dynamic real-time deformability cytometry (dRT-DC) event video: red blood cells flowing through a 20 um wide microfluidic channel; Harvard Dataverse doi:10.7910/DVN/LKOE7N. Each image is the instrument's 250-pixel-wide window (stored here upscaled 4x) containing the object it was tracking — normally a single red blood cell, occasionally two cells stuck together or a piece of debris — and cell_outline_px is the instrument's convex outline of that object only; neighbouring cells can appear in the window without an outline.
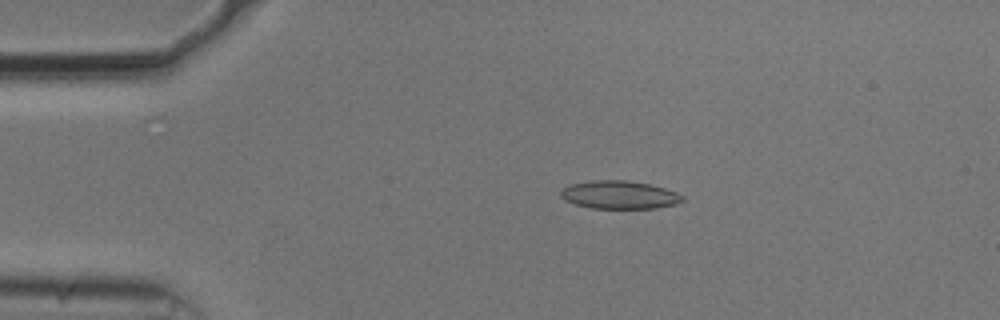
{"species": "common noctule bat (a hibernating species)", "species_latin": "Nyctalus noctula", "temperature_condition": "cold", "stored_images_in_passage": 53, "camera_frame_rate_fps": 3000, "um_per_image_px": 0.085, "animal": {"sex": "male", "body_mass_g": 20.5, "forearm_length_mm": 52.5}, "frame": {"image": 1, "passage_image": 10, "time_ms": 3.0, "image_size_px": [1000, 320], "cell_outline_px": [[684, 200], [676, 204], [656, 208], [592, 208], [576, 204], [564, 200], [560, 196], [560, 192], [568, 184], [592, 180], [624, 180], [648, 184], [664, 188], [676, 192], [684, 196]], "centroid_in_image_um": [52.63, 16.56], "position_along_channel_um": 32.4, "area_um2": 19.88}}
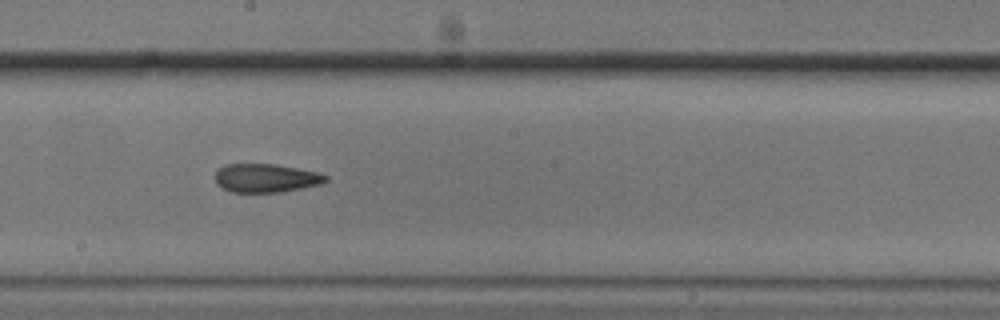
{"frame": {"image": 2, "passage_image": 29, "time_ms": 9.333, "image_size_px": [1000, 320], "cell_outline_px": [[328, 180], [324, 184], [280, 192], [232, 192], [220, 188], [216, 184], [216, 172], [224, 164], [276, 164], [320, 172], [328, 176]], "centroid_in_image_um": [22.64, 15.14], "position_along_channel_um": 225.6, "area_um2": 18.67}}
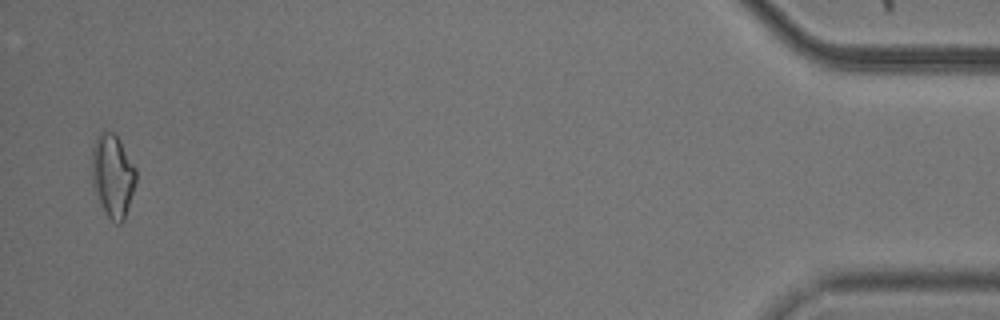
{"frame": {"image": 3, "passage_image": 52, "time_ms": 17.0, "image_size_px": [1000, 320], "cell_outline_px": [[136, 180], [124, 220], [120, 224], [116, 224], [108, 216], [92, 184], [92, 148], [96, 136], [100, 132], [112, 132], [120, 140], [136, 168]], "centroid_in_image_um": [9.58, 14.9], "position_along_channel_um": 425.6, "area_um2": 20.98}, "authors_computed_cell_mechanics": {"area_um2": 19.1318, "velocity_mm_per_s": 3.7379, "shape_relaxation_time_tau1_ms": null, "shape_relaxation_time_tau2_ms": 3.8202, "deformation_change_tau1": null, "deformation_change_tau2": 0.1227}}